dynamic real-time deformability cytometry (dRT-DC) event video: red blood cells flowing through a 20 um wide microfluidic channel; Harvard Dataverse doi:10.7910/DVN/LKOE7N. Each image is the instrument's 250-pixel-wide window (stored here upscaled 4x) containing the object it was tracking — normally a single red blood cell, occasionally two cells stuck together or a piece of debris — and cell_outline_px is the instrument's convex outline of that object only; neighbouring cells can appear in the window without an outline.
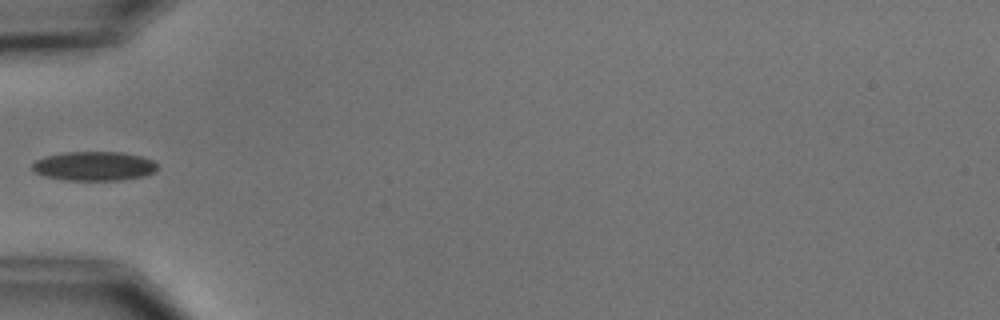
{"species": "common noctule bat (a hibernating species)", "species_latin": "Nyctalus noctula", "temperature_condition": "cold", "stored_images_in_passage": 6, "camera_frame_rate_fps": 3000, "um_per_image_px": 0.085, "animal": {"sex": "male", "body_mass_g": 15.6}, "frame": {"image": 1, "passage_image": 5, "time_ms": 5.333, "image_size_px": [1000, 320], "cell_outline_px": [[156, 172], [144, 176], [120, 180], [64, 180], [44, 176], [36, 172], [32, 168], [32, 164], [36, 160], [48, 156], [64, 152], [120, 152], [140, 156], [152, 160], [156, 164]], "centroid_in_image_um": [8.0, 14.12], "position_along_channel_um": 77.0, "area_um2": 21.15}}